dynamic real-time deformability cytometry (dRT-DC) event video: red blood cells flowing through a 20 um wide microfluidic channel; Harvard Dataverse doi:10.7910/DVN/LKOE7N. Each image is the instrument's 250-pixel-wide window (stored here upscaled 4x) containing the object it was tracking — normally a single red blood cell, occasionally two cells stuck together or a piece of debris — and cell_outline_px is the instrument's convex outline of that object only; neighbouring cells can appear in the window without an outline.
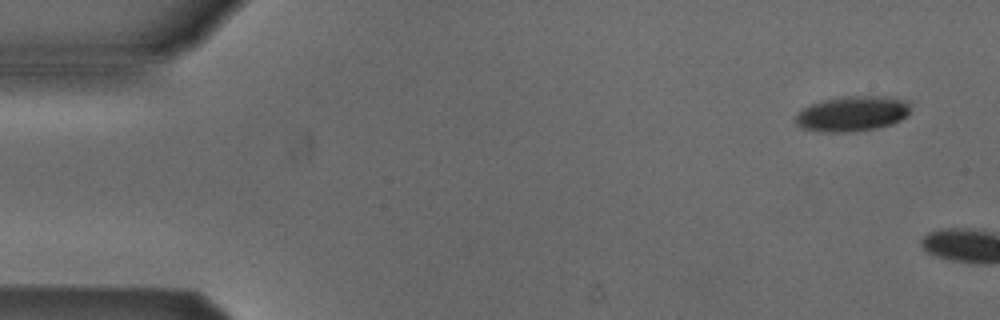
{"species": "Egyptian fruit bat (a non-hibernating species)", "species_latin": "Rousettus aegyptiacus", "temperature_condition": "cold", "stored_images_in_passage": 2, "camera_frame_rate_fps": 3000, "um_per_image_px": 0.085, "animal": {"sex": "male"}, "frame": {"image": 1, "passage_image": 1, "time_ms": 0.0, "image_size_px": [1000, 320], "cell_outline_px": [[908, 116], [892, 124], [876, 128], [852, 132], [820, 132], [800, 128], [796, 124], [796, 116], [804, 108], [812, 104], [824, 100], [848, 96], [884, 96], [900, 100], [908, 104]], "centroid_in_image_um": [72.41, 9.69], "position_along_channel_um": 12.6, "area_um2": 23.29}}